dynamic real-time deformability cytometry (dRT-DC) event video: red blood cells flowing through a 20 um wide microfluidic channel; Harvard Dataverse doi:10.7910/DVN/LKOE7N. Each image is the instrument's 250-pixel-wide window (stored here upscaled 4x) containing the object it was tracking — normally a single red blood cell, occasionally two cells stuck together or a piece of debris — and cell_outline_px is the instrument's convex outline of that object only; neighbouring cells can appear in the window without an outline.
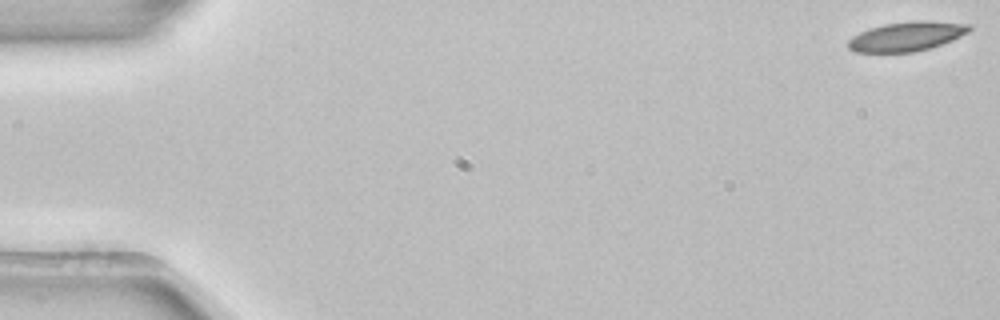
{"species": "common noctule bat (a hibernating species)", "species_latin": "Nyctalus noctula", "temperature_condition": "room temperature", "stored_images_in_passage": 4, "camera_frame_rate_fps": 3000, "um_per_image_px": 0.085, "animal": {"sex": "female", "body_mass_g": 22.7, "forearm_length_mm": 54.2}, "frame": {"image": 1, "passage_image": 1, "time_ms": 0.0, "image_size_px": [1000, 320], "cell_outline_px": [[972, 28], [968, 32], [952, 40], [916, 52], [856, 52], [848, 48], [848, 40], [852, 36], [860, 32], [884, 24], [920, 20], [928, 20], [972, 24]], "centroid_in_image_um": [77.09, 3.08], "position_along_channel_um": 7.9, "area_um2": 20.63}}
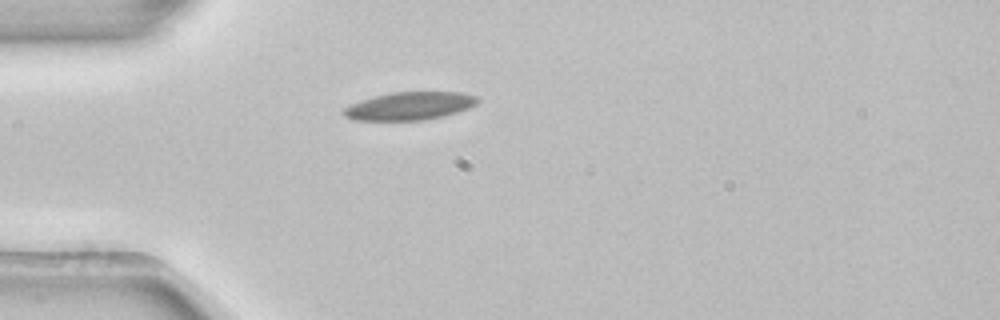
{"frame": {"image": 2, "passage_image": 4, "time_ms": 1.0, "image_size_px": [1000, 320], "cell_outline_px": [[480, 100], [476, 104], [468, 108], [444, 116], [424, 120], [352, 120], [344, 116], [340, 112], [344, 108], [352, 104], [376, 96], [392, 92], [460, 92], [476, 96]], "centroid_in_image_um": [34.82, 9.01], "position_along_channel_um": 50.2, "area_um2": 21.68}}